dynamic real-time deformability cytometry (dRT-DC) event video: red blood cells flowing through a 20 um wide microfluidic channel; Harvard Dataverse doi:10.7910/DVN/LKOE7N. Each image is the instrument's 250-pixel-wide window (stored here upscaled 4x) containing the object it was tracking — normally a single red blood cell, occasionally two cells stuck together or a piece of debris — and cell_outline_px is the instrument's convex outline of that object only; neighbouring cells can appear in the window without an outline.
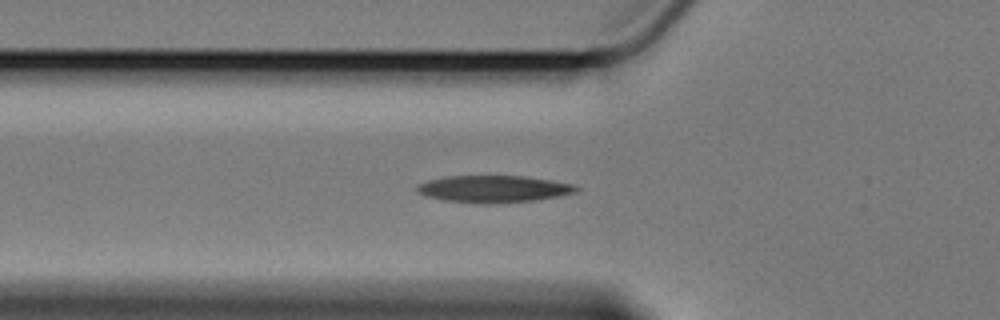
{"species": "Egyptian fruit bat (a non-hibernating species)", "species_latin": "Rousettus aegyptiacus", "temperature_condition": "cold", "stored_images_in_passage": 40, "camera_frame_rate_fps": 3000, "um_per_image_px": 0.085, "animal": {"sex": "female"}, "frame": {"image": 1, "passage_image": 2, "time_ms": 0.333, "image_size_px": [1000, 320], "cell_outline_px": [[580, 188], [576, 192], [556, 196], [532, 200], [500, 204], [480, 204], [444, 200], [424, 196], [416, 192], [416, 184], [428, 180], [444, 176], [528, 176], [576, 184]], "centroid_in_image_um": [41.92, 16.06], "position_along_channel_um": 83.9, "area_um2": 25.43}}
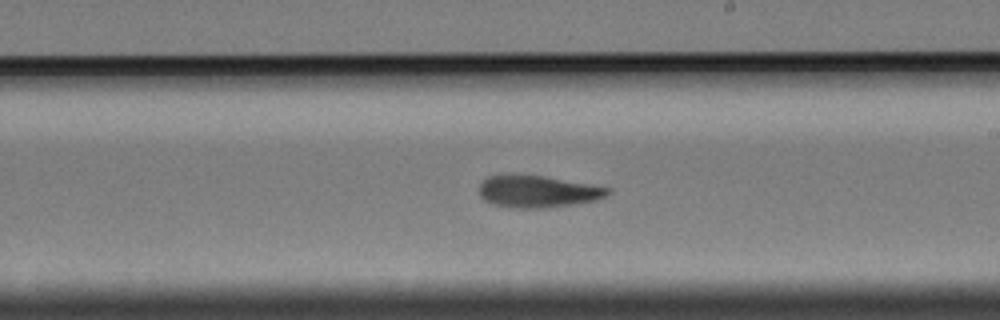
{"frame": {"image": 2, "passage_image": 16, "time_ms": 5.0, "image_size_px": [1000, 320], "cell_outline_px": [[612, 192], [604, 196], [592, 200], [572, 204], [548, 208], [512, 208], [492, 204], [484, 200], [480, 196], [480, 184], [488, 176], [500, 172], [520, 172], [544, 176], [612, 188]], "centroid_in_image_um": [45.61, 16.23], "position_along_channel_um": 243.4, "area_um2": 24.62}}
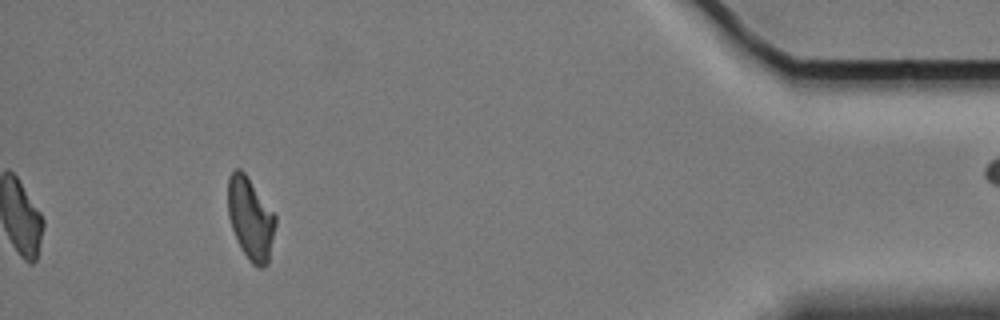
{"frame": {"image": 3, "passage_image": 36, "time_ms": 11.667, "image_size_px": [1000, 320], "cell_outline_px": [[276, 224], [268, 264], [264, 268], [256, 268], [248, 260], [240, 248], [236, 240], [228, 216], [228, 176], [236, 168], [240, 168], [244, 172], [276, 216]], "centroid_in_image_um": [21.29, 18.63], "position_along_channel_um": 413.9, "area_um2": 22.89}}